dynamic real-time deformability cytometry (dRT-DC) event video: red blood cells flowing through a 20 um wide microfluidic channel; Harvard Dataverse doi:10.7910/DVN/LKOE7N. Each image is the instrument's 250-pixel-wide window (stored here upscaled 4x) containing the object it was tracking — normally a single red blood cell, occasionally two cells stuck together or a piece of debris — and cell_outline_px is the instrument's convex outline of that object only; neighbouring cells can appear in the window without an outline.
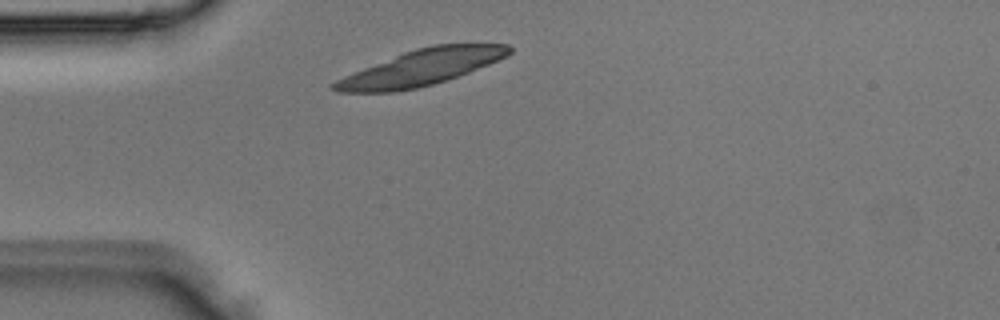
{"species": "Egyptian fruit bat (a non-hibernating species)", "species_latin": "Rousettus aegyptiacus", "temperature_condition": "room temperature", "stored_images_in_passage": 1, "camera_frame_rate_fps": 3000, "um_per_image_px": 0.085, "animal": {"sex": "male"}, "frame": {"image": 1, "passage_image": 1, "time_ms": 0.0, "image_size_px": [1000, 320], "cell_outline_px": [[512, 52], [508, 56], [468, 72], [432, 84], [416, 88], [392, 92], [340, 92], [328, 88], [336, 80], [344, 76], [404, 52], [416, 48], [432, 44], [508, 44], [512, 48]], "centroid_in_image_um": [35.81, 5.74], "position_along_channel_um": 49.2, "area_um2": 36.01}}